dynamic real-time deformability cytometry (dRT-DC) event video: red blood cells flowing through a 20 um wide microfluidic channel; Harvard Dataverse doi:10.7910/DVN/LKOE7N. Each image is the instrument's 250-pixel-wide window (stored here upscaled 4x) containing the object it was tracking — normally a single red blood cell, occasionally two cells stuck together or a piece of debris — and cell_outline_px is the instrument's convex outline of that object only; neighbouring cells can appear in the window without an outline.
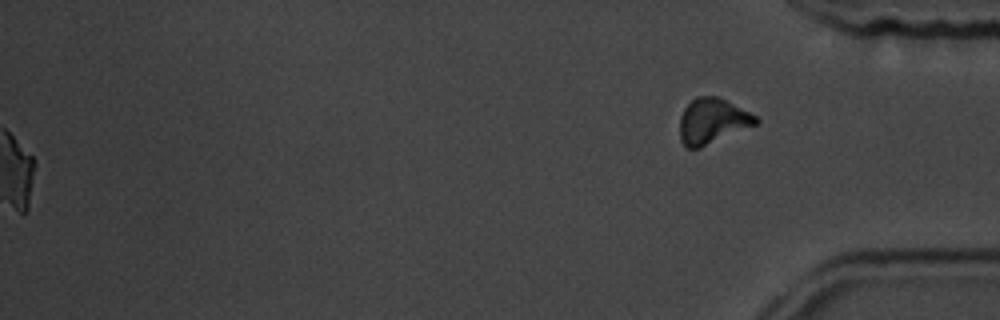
{"species": "common noctule bat (a hibernating species)", "species_latin": "Nyctalus noctula", "temperature_condition": "room temperature", "stored_images_in_passage": 40, "camera_frame_rate_fps": 3000, "um_per_image_px": 0.085, "animal": {"sex": "male", "body_mass_g": 19.5, "forearm_length_mm": 54.6}, "frame": {"image": 1, "passage_image": 40, "time_ms": 13.0, "image_size_px": [1000, 320], "cell_outline_px": [[760, 120], [756, 124], [700, 148], [688, 148], [680, 140], [680, 116], [684, 108], [696, 96], [720, 96], [756, 116]], "centroid_in_image_um": [60.54, 10.27], "position_along_channel_um": 374.7, "area_um2": 20.0}}